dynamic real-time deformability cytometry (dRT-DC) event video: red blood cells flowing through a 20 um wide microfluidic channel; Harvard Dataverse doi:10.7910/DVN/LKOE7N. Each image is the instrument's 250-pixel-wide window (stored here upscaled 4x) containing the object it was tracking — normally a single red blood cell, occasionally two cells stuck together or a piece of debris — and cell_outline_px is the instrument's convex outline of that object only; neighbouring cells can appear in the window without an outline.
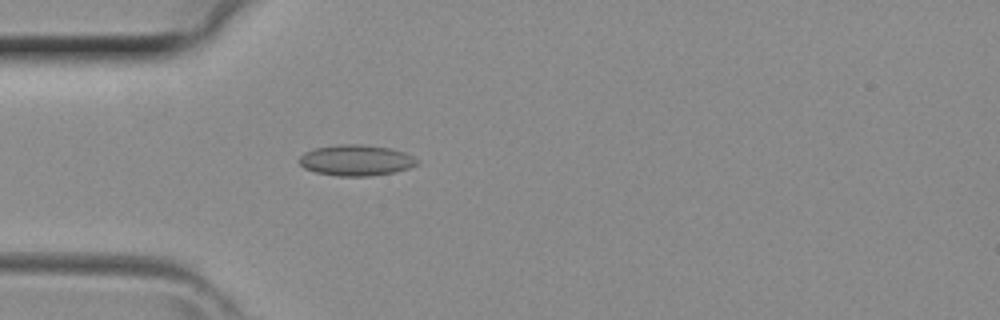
{"species": "common noctule bat (a hibernating species)", "species_latin": "Nyctalus noctula", "temperature_condition": "room temperature", "stored_images_in_passage": 33, "camera_frame_rate_fps": 3000, "um_per_image_px": 0.085, "animal": {"sex": "female", "body_mass_g": 29.2, "forearm_length_mm": 56.3}, "frame": {"image": 1, "passage_image": 6, "time_ms": 1.667, "image_size_px": [1000, 320], "cell_outline_px": [[416, 164], [408, 168], [396, 172], [368, 176], [336, 176], [316, 172], [304, 168], [300, 164], [300, 156], [304, 152], [316, 148], [340, 144], [360, 144], [392, 148], [404, 152], [412, 156], [416, 160]], "centroid_in_image_um": [30.25, 13.62], "position_along_channel_um": 54.8, "area_um2": 21.1}}
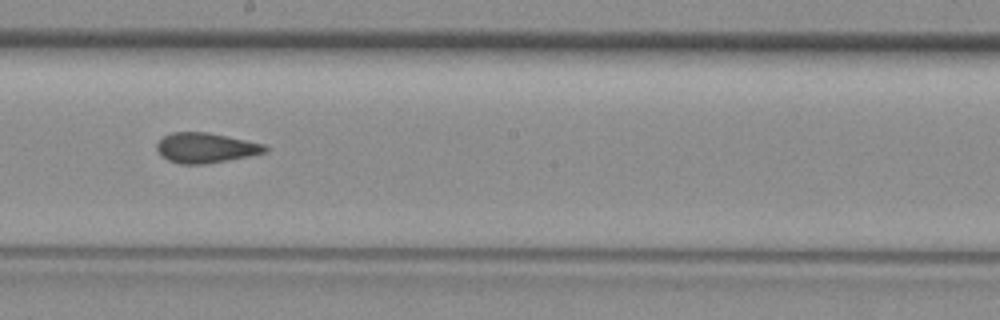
{"frame": {"image": 2, "passage_image": 17, "time_ms": 5.333, "image_size_px": [1000, 320], "cell_outline_px": [[268, 152], [228, 160], [204, 164], [180, 164], [168, 160], [156, 148], [156, 144], [164, 136], [172, 132], [208, 132], [264, 144], [268, 148]], "centroid_in_image_um": [17.5, 12.56], "position_along_channel_um": 230.7, "area_um2": 18.79}}
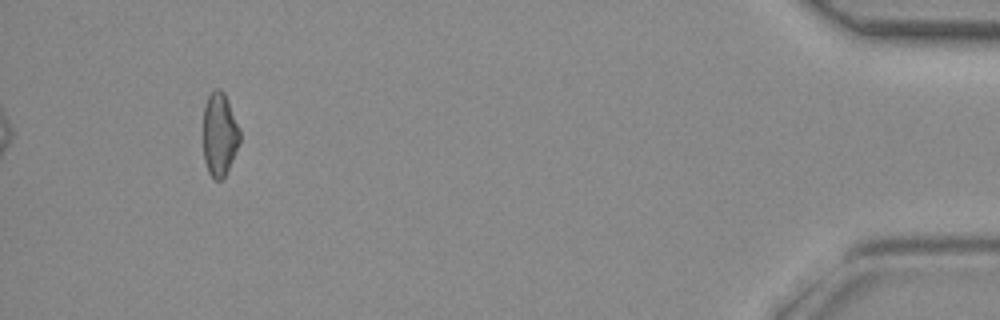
{"frame": {"image": 3, "passage_image": 33, "time_ms": 10.667, "image_size_px": [1000, 320], "cell_outline_px": [[240, 144], [228, 172], [224, 180], [216, 180], [208, 172], [204, 160], [204, 108], [208, 96], [216, 88], [220, 88], [224, 92], [228, 100], [240, 132]], "centroid_in_image_um": [18.68, 11.47], "position_along_channel_um": 416.5, "area_um2": 17.92}}